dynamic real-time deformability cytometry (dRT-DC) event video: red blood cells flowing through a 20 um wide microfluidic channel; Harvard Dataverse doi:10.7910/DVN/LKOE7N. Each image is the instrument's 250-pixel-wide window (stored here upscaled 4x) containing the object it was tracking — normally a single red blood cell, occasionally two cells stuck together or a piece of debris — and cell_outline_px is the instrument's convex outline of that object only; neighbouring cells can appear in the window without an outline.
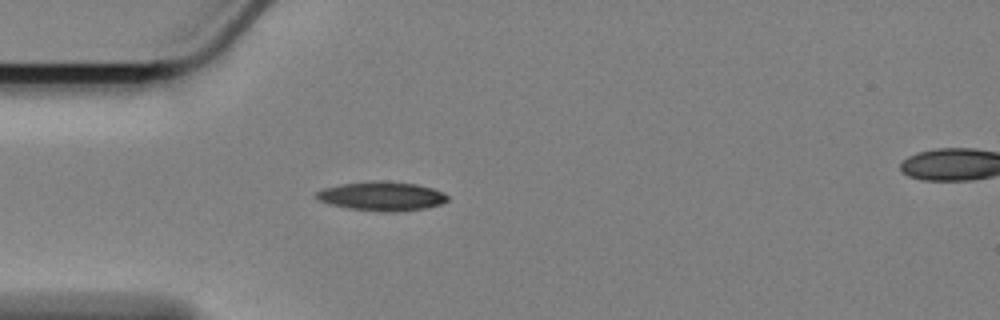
{"species": "Egyptian fruit bat (a non-hibernating species)", "species_latin": "Rousettus aegyptiacus", "temperature_condition": "cold", "stored_images_in_passage": 9, "camera_frame_rate_fps": 3000, "um_per_image_px": 0.085, "animal": {"sex": "female"}, "frame": {"image": 1, "passage_image": 1, "time_ms": 0.0, "image_size_px": [1000, 320], "cell_outline_px": [[448, 200], [440, 204], [424, 208], [396, 212], [384, 212], [348, 208], [328, 204], [320, 200], [316, 196], [316, 192], [324, 188], [340, 184], [368, 180], [380, 180], [416, 184], [432, 188], [444, 192], [448, 196]], "centroid_in_image_um": [32.45, 16.66], "position_along_channel_um": 52.6, "area_um2": 22.31}}
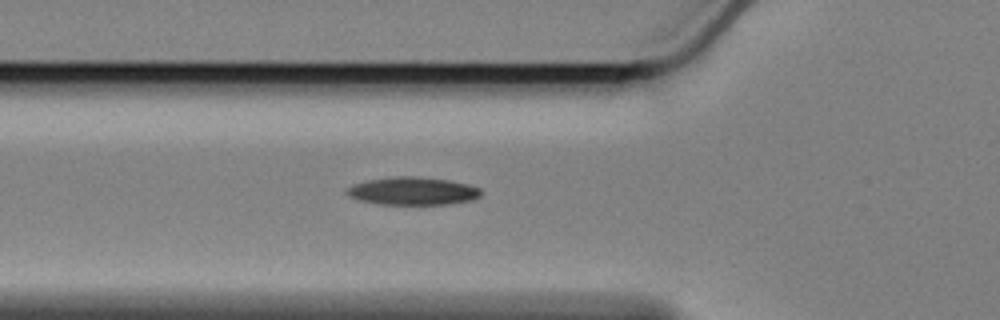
{"frame": {"image": 2, "passage_image": 5, "time_ms": 1.333, "image_size_px": [1000, 320], "cell_outline_px": [[480, 196], [472, 200], [452, 204], [380, 204], [360, 200], [348, 196], [344, 192], [344, 188], [352, 184], [368, 180], [396, 176], [420, 176], [448, 180], [468, 184], [480, 188]], "centroid_in_image_um": [35.05, 16.23], "position_along_channel_um": 90.8, "area_um2": 21.96}}